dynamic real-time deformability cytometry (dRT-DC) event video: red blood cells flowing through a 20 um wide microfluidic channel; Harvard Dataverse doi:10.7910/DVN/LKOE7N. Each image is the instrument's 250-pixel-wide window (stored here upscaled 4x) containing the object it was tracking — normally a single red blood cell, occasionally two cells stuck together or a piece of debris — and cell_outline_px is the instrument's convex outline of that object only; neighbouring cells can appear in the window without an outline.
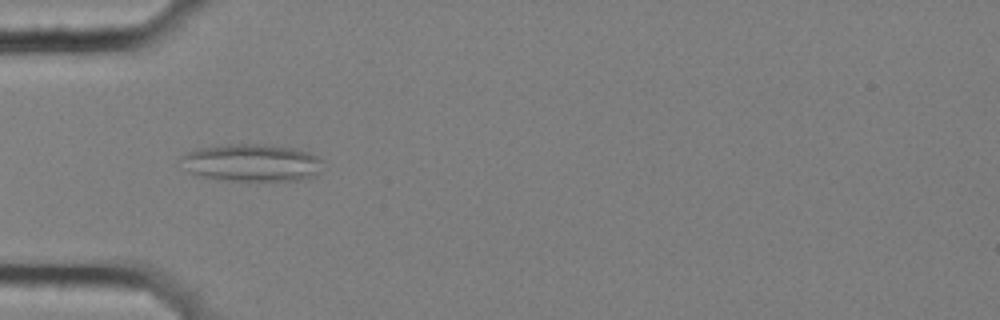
{"species": "common noctule bat (a hibernating species)", "species_latin": "Nyctalus noctula", "temperature_condition": "cold", "stored_images_in_passage": 8, "camera_frame_rate_fps": 3000, "um_per_image_px": 0.085, "animal": {"sex": "female", "body_mass_g": 25.1}, "frame": {"image": 1, "passage_image": 5, "time_ms": 1.333, "image_size_px": [1000, 320], "cell_outline_px": [[324, 160], [320, 172], [312, 176], [300, 180], [248, 184], [220, 180], [196, 176], [176, 160], [180, 156], [196, 148], [228, 144], [264, 144], [296, 148], [308, 152]], "centroid_in_image_um": [21.37, 13.88], "position_along_channel_um": 63.6, "area_um2": 32.48}}